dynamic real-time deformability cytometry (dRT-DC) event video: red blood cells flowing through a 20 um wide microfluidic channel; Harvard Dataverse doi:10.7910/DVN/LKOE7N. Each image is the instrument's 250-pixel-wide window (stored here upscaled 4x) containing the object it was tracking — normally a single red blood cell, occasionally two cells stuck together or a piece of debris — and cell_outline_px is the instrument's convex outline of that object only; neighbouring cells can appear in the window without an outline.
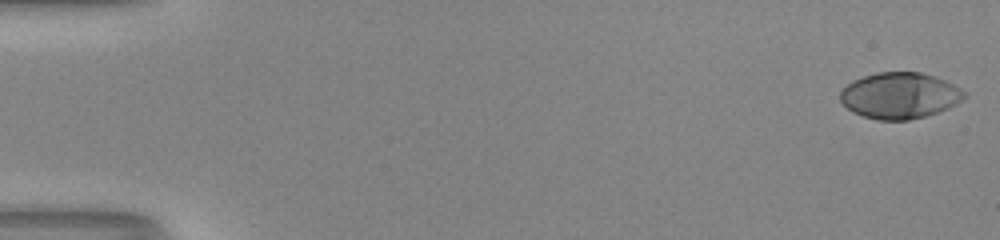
{"species": "human", "species_latin": "Homo sapiens", "temperature_condition": "room temperature", "stored_images_in_passage": 52, "camera_frame_rate_fps": 3000, "um_per_image_px": 0.085, "donor": {"sex": "male"}, "frame": {"image": 1, "passage_image": 1, "time_ms": 0.0, "image_size_px": [1000, 240], "cell_outline_px": [[968, 96], [956, 104], [948, 108], [924, 116], [908, 120], [876, 120], [852, 112], [840, 100], [840, 92], [852, 80], [876, 72], [920, 72], [944, 80], [960, 88]], "centroid_in_image_um": [76.46, 8.12], "position_along_channel_um": 8.5, "area_um2": 33.18}}
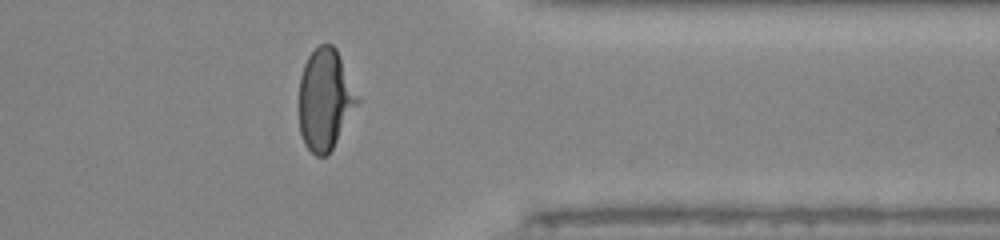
{"frame": {"image": 2, "passage_image": 42, "time_ms": 13.667, "image_size_px": [1000, 240], "cell_outline_px": [[360, 100], [328, 156], [316, 156], [304, 144], [300, 132], [300, 76], [304, 64], [308, 56], [320, 44], [332, 44], [336, 48]], "centroid_in_image_um": [27.63, 8.46], "position_along_channel_um": 383.8, "area_um2": 34.04}}
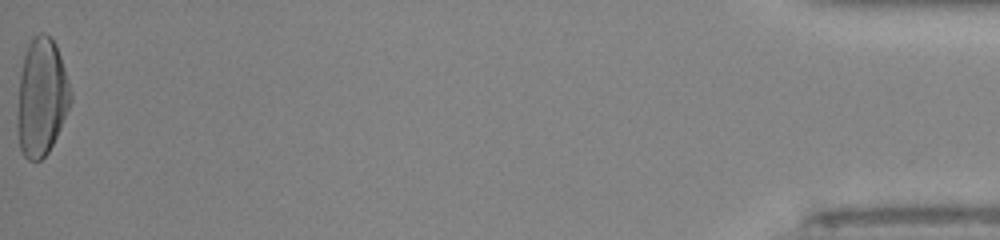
{"frame": {"image": 3, "passage_image": 52, "time_ms": 17.0, "image_size_px": [1000, 240], "cell_outline_px": [[72, 100], [60, 128], [48, 152], [40, 160], [28, 160], [24, 156], [20, 148], [16, 132], [16, 116], [20, 72], [24, 56], [28, 44], [40, 32], [44, 32], [56, 44], [72, 92]], "centroid_in_image_um": [3.51, 8.29], "position_along_channel_um": 431.7, "area_um2": 36.53}, "authors_computed_cell_mechanics": {"area_um2": 33.524, "velocity_mm_per_s": 4.1395, "shape_relaxation_time_tau1_ms": 5.3924, "shape_relaxation_time_tau2_ms": null, "deformation_change_tau1": 0.2529, "deformation_change_tau2": null}}